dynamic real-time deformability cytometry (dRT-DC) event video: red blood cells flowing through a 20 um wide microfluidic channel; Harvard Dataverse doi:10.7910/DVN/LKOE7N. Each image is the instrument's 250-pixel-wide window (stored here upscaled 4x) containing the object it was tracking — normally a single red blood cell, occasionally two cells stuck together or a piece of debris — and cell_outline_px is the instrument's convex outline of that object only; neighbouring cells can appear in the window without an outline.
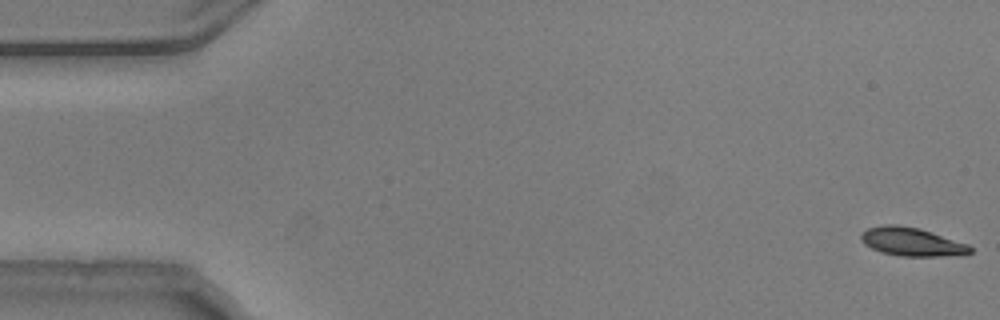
{"species": "common noctule bat (a hibernating species)", "species_latin": "Nyctalus noctula", "temperature_condition": "warm", "stored_images_in_passage": 54, "camera_frame_rate_fps": 3000, "um_per_image_px": 0.085, "animal": {"sex": "male", "body_mass_g": 20.5, "forearm_length_mm": 52.5}, "frame": {"image": 1, "passage_image": 1, "time_ms": 0.0, "image_size_px": [1000, 320], "cell_outline_px": [[972, 252], [940, 256], [900, 256], [880, 252], [864, 244], [860, 240], [860, 236], [868, 228], [884, 224], [896, 224], [920, 228], [968, 244], [972, 248]], "centroid_in_image_um": [77.45, 20.54], "position_along_channel_um": 7.5, "area_um2": 17.98}}
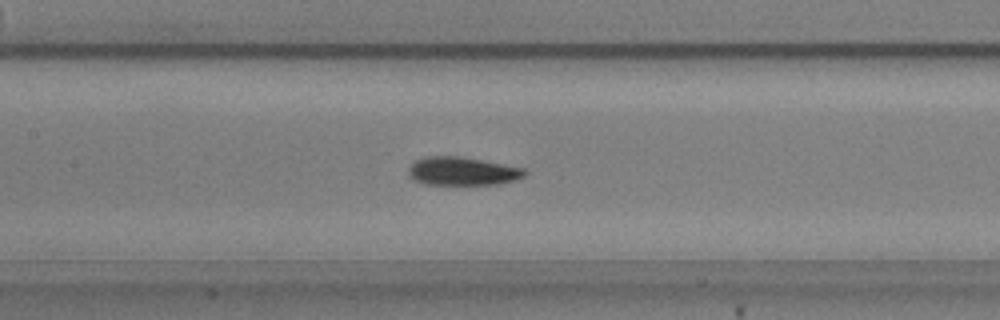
{"frame": {"image": 2, "passage_image": 25, "time_ms": 8.0, "image_size_px": [1000, 320], "cell_outline_px": [[528, 172], [524, 176], [516, 180], [496, 184], [424, 184], [412, 180], [408, 176], [408, 168], [416, 160], [428, 156], [460, 156], [524, 168]], "centroid_in_image_um": [39.28, 14.55], "position_along_channel_um": 168.1, "area_um2": 19.19}}
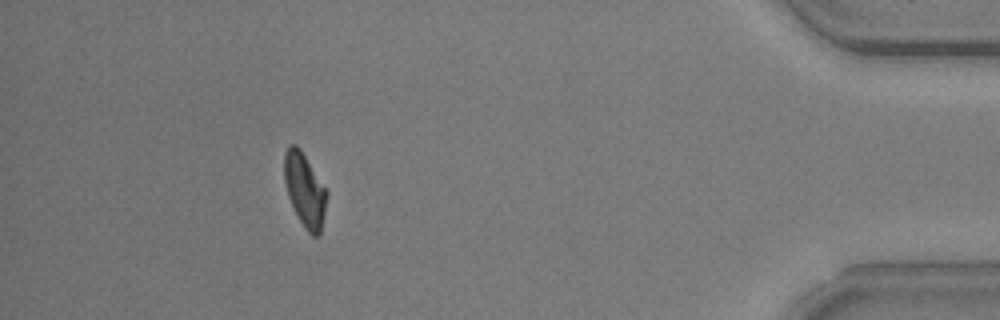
{"frame": {"image": 3, "passage_image": 49, "time_ms": 16.0, "image_size_px": [1000, 320], "cell_outline_px": [[328, 192], [320, 232], [316, 236], [312, 236], [304, 228], [288, 196], [284, 180], [284, 152], [288, 144], [296, 144], [300, 148]], "centroid_in_image_um": [25.88, 16.1], "position_along_channel_um": 409.3, "area_um2": 17.98}, "authors_computed_cell_mechanics": {"area_um2": 18.9006, "velocity_mm_per_s": 3.7402, "shape_relaxation_time_tau1_ms": 4.0592, "shape_relaxation_time_tau2_ms": 1.5627, "deformation_change_tau1": 0.1634, "deformation_change_tau2": 0.0745}}